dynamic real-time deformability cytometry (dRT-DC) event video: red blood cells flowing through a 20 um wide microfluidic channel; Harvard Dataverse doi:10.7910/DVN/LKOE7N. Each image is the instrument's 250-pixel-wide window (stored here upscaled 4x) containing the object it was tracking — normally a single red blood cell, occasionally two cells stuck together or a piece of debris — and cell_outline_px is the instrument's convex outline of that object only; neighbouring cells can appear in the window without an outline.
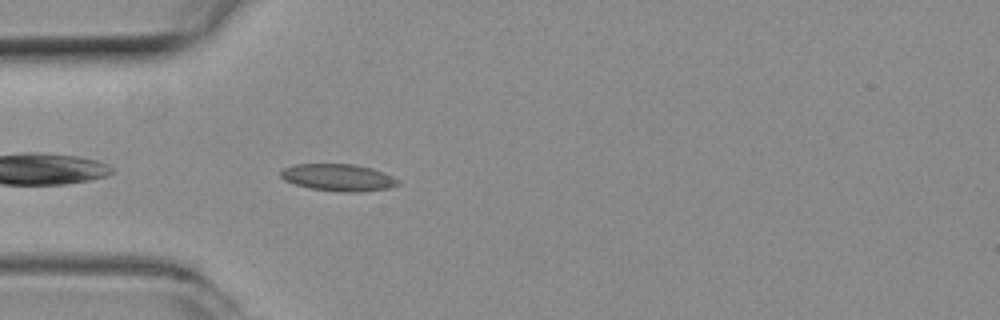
{"species": "common noctule bat (a hibernating species)", "species_latin": "Nyctalus noctula", "temperature_condition": "room temperature", "stored_images_in_passage": 36, "camera_frame_rate_fps": 3000, "um_per_image_px": 0.085, "animal": {"sex": "female", "body_mass_g": 19.3, "forearm_length_mm": 54.1}, "frame": {"image": 1, "passage_image": 3, "time_ms": 0.667, "image_size_px": [1000, 320], "cell_outline_px": [[400, 184], [388, 188], [360, 192], [340, 192], [312, 188], [296, 184], [284, 180], [280, 176], [280, 172], [284, 168], [296, 164], [356, 164], [372, 168], [384, 172], [400, 180]], "centroid_in_image_um": [28.79, 15.08], "position_along_channel_um": 56.2, "area_um2": 18.5}}
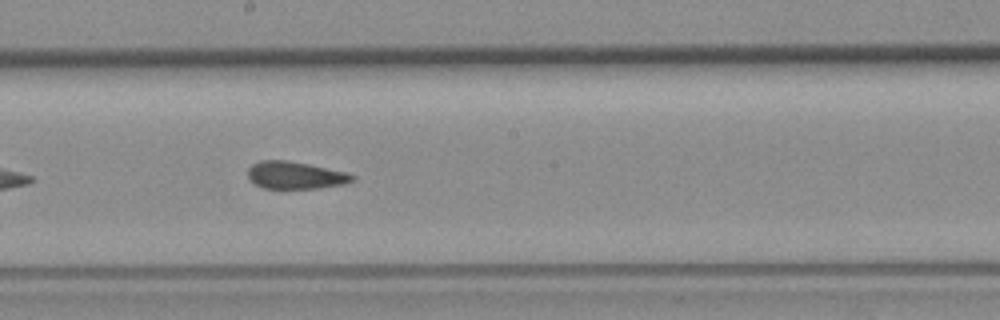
{"frame": {"image": 2, "passage_image": 16, "time_ms": 5.0, "image_size_px": [1000, 320], "cell_outline_px": [[356, 176], [352, 180], [344, 184], [320, 188], [264, 188], [256, 184], [248, 176], [248, 168], [252, 164], [260, 160], [288, 160], [308, 164], [344, 172]], "centroid_in_image_um": [25.08, 14.89], "position_along_channel_um": 223.1, "area_um2": 16.42}}
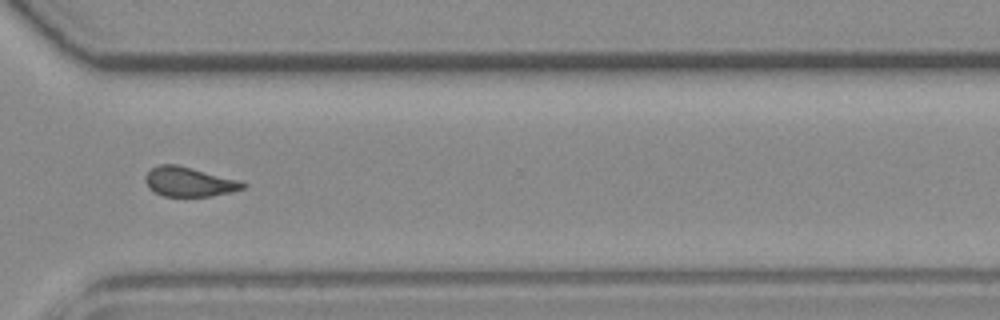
{"frame": {"image": 3, "passage_image": 26, "time_ms": 8.333, "image_size_px": [1000, 320], "cell_outline_px": [[248, 184], [244, 188], [232, 192], [212, 196], [164, 196], [148, 188], [144, 180], [144, 176], [152, 168], [160, 164], [176, 164], [244, 180]], "centroid_in_image_um": [16.13, 15.44], "position_along_channel_um": 354.5, "area_um2": 17.11}, "authors_computed_cell_mechanics": {"area_um2": 17.1088, "velocity_mm_per_s": 3.9431, "shape_relaxation_time_tau1_ms": null, "shape_relaxation_time_tau2_ms": 1.9803, "deformation_change_tau1": null, "deformation_change_tau2": 0.0693}}